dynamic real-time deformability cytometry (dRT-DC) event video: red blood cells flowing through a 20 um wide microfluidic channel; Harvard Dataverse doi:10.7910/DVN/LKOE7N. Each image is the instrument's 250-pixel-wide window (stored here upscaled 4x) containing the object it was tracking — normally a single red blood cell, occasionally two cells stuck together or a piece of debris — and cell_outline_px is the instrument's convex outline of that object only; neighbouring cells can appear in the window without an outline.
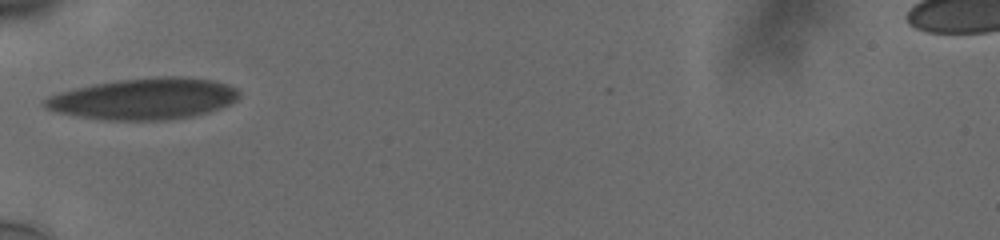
{"species": "human", "species_latin": "Homo sapiens", "temperature_condition": "cold", "stored_images_in_passage": 36, "camera_frame_rate_fps": 3000, "um_per_image_px": 0.085, "donor": {"sex": "male"}, "frame": {"image": 1, "passage_image": 1, "time_ms": 0.0, "image_size_px": [1000, 240], "cell_outline_px": [[240, 96], [236, 100], [228, 104], [192, 116], [164, 120], [108, 120], [80, 116], [56, 112], [44, 108], [44, 100], [48, 96], [60, 92], [76, 88], [116, 80], [160, 76], [184, 76], [212, 80], [228, 84], [236, 88], [240, 92]], "centroid_in_image_um": [12.24, 8.38], "position_along_channel_um": 72.8, "area_um2": 46.47}}
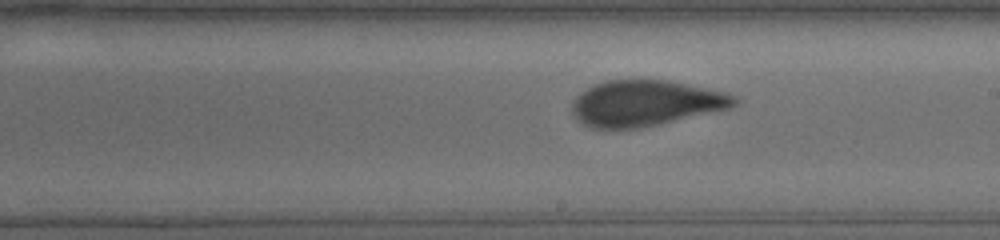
{"frame": {"image": 2, "passage_image": 14, "time_ms": 4.333, "image_size_px": [1000, 240], "cell_outline_px": [[740, 100], [736, 104], [728, 108], [640, 128], [592, 128], [580, 124], [572, 116], [572, 100], [580, 92], [596, 84], [608, 80], [668, 80], [728, 92], [736, 96]], "centroid_in_image_um": [54.83, 8.77], "position_along_channel_um": 234.2, "area_um2": 43.29}}
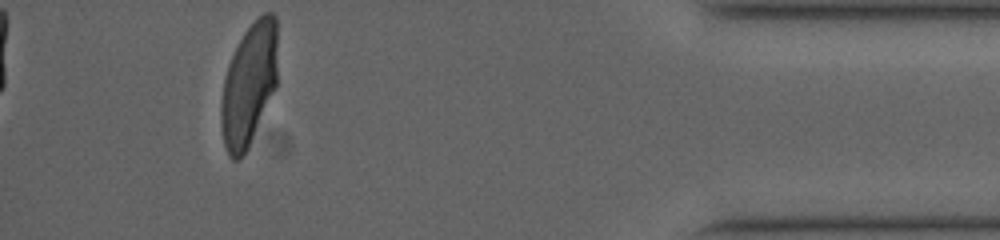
{"frame": {"image": 3, "passage_image": 32, "time_ms": 10.333, "image_size_px": [1000, 240], "cell_outline_px": [[276, 88], [248, 148], [244, 156], [240, 160], [232, 160], [228, 156], [224, 144], [220, 124], [220, 104], [224, 80], [228, 64], [244, 32], [264, 12], [272, 12], [276, 16]], "centroid_in_image_um": [21.14, 7.25], "position_along_channel_um": 414.1, "area_um2": 40.29}, "authors_computed_cell_mechanics": {"area_um2": 43.061, "velocity_mm_per_s": 3.7688, "shape_relaxation_time_tau1_ms": 7.0545, "shape_relaxation_time_tau2_ms": 0.9031, "deformation_change_tau1": 0.205, "deformation_change_tau2": 0.0758}}